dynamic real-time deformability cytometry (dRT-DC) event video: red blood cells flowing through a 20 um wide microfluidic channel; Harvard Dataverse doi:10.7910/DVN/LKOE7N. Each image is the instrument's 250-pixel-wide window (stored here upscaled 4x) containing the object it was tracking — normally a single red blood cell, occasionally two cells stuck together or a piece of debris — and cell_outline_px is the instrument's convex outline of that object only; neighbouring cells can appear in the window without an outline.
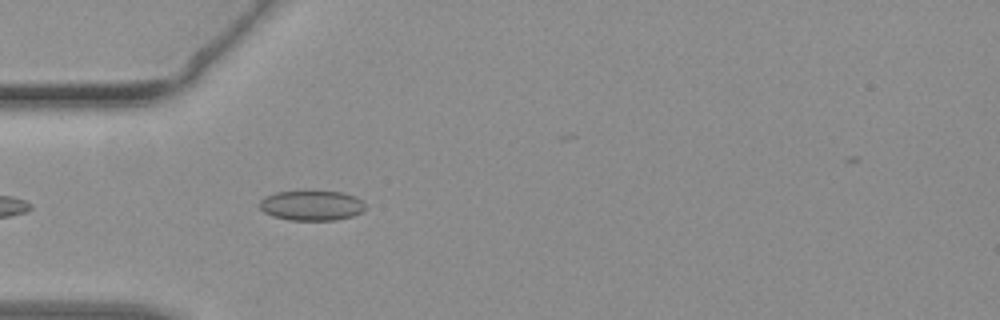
{"species": "common noctule bat (a hibernating species)", "species_latin": "Nyctalus noctula", "temperature_condition": "warm", "stored_images_in_passage": 8, "camera_frame_rate_fps": 3000, "um_per_image_px": 0.085, "animal": {"sex": "female", "body_mass_g": 19.3, "forearm_length_mm": 54.1}, "frame": {"image": 1, "passage_image": 3, "time_ms": 0.667, "image_size_px": [1000, 320], "cell_outline_px": [[364, 208], [360, 212], [352, 216], [336, 220], [288, 220], [272, 216], [264, 212], [260, 208], [260, 200], [264, 196], [276, 192], [304, 188], [344, 192], [356, 196], [364, 204]], "centroid_in_image_um": [26.45, 17.41], "position_along_channel_um": 58.6, "area_um2": 19.31}}